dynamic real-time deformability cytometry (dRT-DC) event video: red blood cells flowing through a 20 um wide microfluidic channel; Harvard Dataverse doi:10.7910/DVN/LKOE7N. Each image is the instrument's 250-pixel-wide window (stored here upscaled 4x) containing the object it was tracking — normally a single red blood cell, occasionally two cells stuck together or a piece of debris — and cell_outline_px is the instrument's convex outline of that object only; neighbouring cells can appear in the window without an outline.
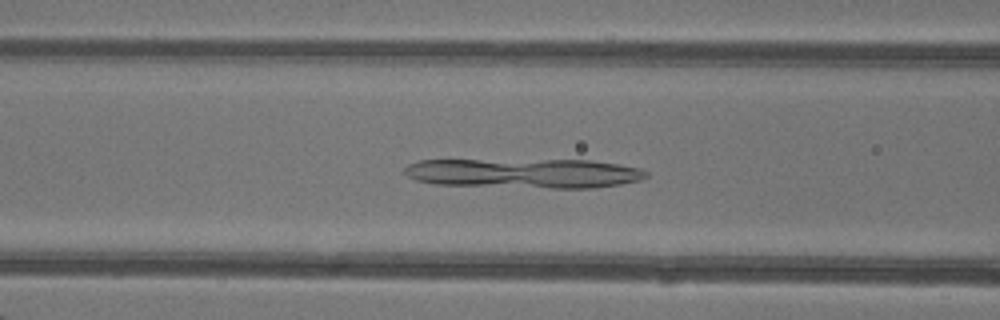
{"species": "common noctule bat (a hibernating species)", "species_latin": "Nyctalus noctula", "temperature_condition": "warm", "stored_images_in_passage": 42, "camera_frame_rate_fps": 3000, "um_per_image_px": 0.085, "animal": {"sex": "female"}, "frame": {"image": 1, "passage_image": 15, "time_ms": 4.667, "image_size_px": [1000, 320], "cell_outline_px": [[648, 176], [640, 180], [620, 184], [596, 188], [552, 188], [436, 184], [416, 180], [408, 176], [404, 172], [404, 168], [408, 164], [420, 160], [588, 160], [616, 164], [640, 168], [648, 172]], "centroid_in_image_um": [44.57, 14.72], "position_along_channel_um": 122.0, "area_um2": 41.67}}
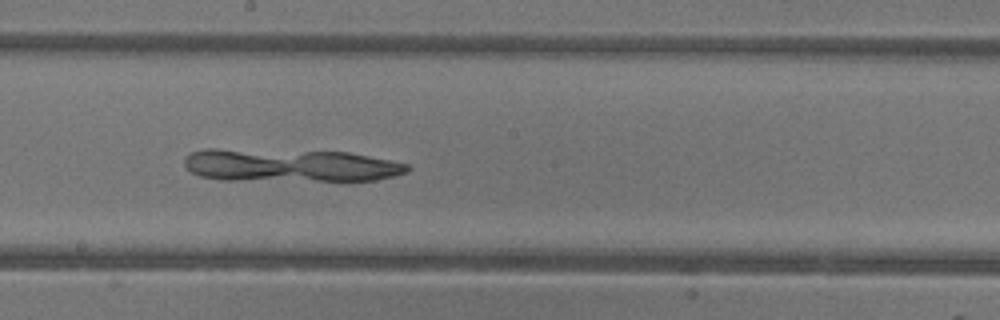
{"frame": {"image": 2, "passage_image": 22, "time_ms": 7.0, "image_size_px": [1000, 320], "cell_outline_px": [[412, 168], [408, 172], [376, 180], [224, 180], [200, 176], [192, 172], [184, 164], [184, 156], [192, 152], [204, 148], [216, 148], [348, 152], [392, 160], [408, 164]], "centroid_in_image_um": [24.63, 14.04], "position_along_channel_um": 223.6, "area_um2": 43.0}}
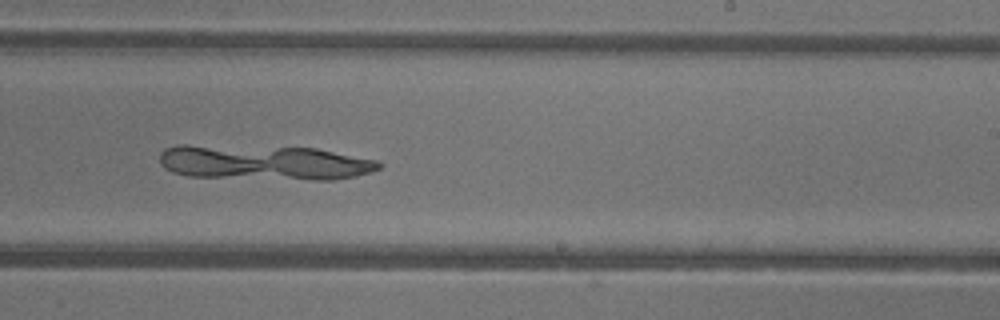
{"frame": {"image": 3, "passage_image": 25, "time_ms": 8.0, "image_size_px": [1000, 320], "cell_outline_px": [[384, 164], [380, 168], [372, 172], [356, 176], [336, 180], [316, 180], [188, 176], [172, 172], [164, 168], [160, 164], [160, 152], [164, 148], [176, 144], [188, 144], [316, 148], [376, 160]], "centroid_in_image_um": [22.42, 13.81], "position_along_channel_um": 266.6, "area_um2": 45.2}}